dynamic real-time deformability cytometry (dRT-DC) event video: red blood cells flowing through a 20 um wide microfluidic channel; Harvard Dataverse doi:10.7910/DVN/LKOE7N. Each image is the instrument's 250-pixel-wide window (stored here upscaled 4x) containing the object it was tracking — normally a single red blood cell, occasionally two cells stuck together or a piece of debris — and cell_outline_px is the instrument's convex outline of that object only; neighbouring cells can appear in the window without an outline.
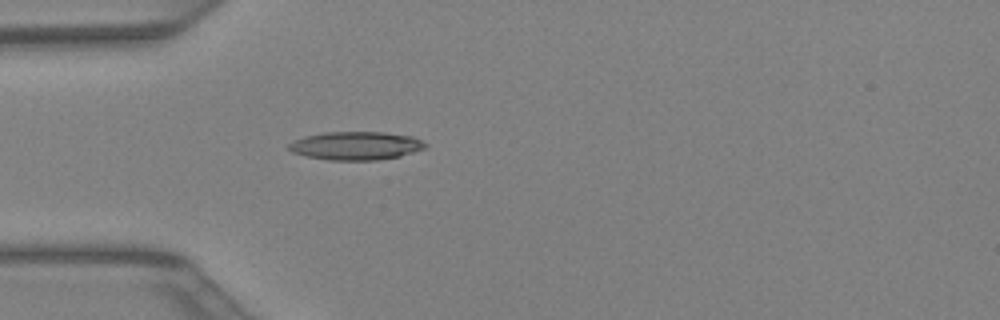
{"species": "Egyptian fruit bat (a non-hibernating species)", "species_latin": "Rousettus aegyptiacus", "temperature_condition": "warm", "stored_images_in_passage": 41, "camera_frame_rate_fps": 3000, "um_per_image_px": 0.085, "animal": {"sex": "female"}, "frame": {"image": 1, "passage_image": 12, "time_ms": 3.667, "image_size_px": [1000, 320], "cell_outline_px": [[428, 148], [400, 156], [376, 160], [328, 160], [308, 156], [292, 152], [288, 148], [288, 144], [296, 140], [308, 136], [324, 132], [384, 132], [412, 136], [428, 144]], "centroid_in_image_um": [30.31, 12.39], "position_along_channel_um": 54.7, "area_um2": 22.43}}
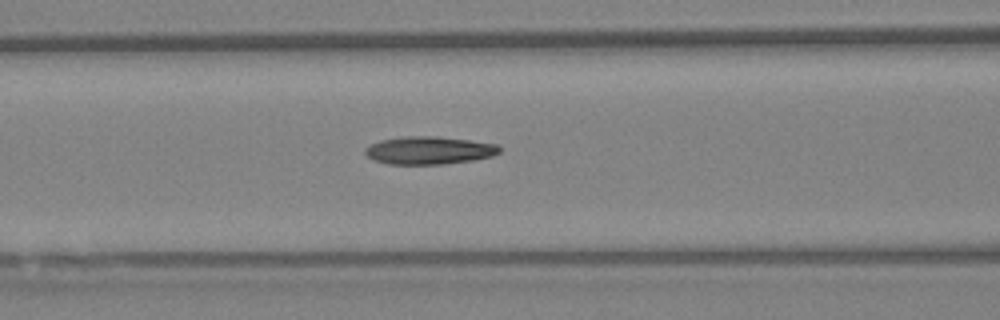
{"frame": {"image": 2, "passage_image": 17, "time_ms": 5.333, "image_size_px": [1000, 320], "cell_outline_px": [[500, 152], [492, 156], [472, 160], [444, 164], [388, 164], [376, 160], [368, 156], [364, 152], [364, 148], [380, 140], [412, 136], [436, 136], [468, 140], [496, 144], [500, 148]], "centroid_in_image_um": [36.47, 12.78], "position_along_channel_um": 130.1, "area_um2": 21.5}}
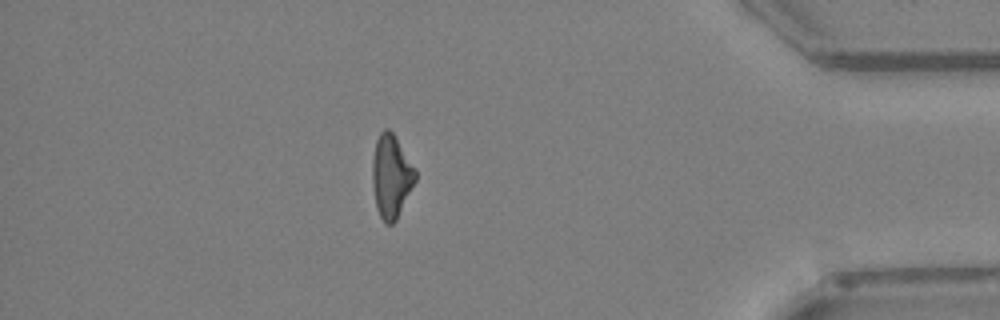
{"frame": {"image": 3, "passage_image": 36, "time_ms": 11.667, "image_size_px": [1000, 320], "cell_outline_px": [[416, 180], [396, 220], [392, 224], [384, 224], [376, 208], [372, 184], [372, 156], [376, 140], [380, 132], [384, 128], [388, 128], [392, 132], [416, 168]], "centroid_in_image_um": [33.24, 14.98], "position_along_channel_um": 402.0, "area_um2": 20.98}}